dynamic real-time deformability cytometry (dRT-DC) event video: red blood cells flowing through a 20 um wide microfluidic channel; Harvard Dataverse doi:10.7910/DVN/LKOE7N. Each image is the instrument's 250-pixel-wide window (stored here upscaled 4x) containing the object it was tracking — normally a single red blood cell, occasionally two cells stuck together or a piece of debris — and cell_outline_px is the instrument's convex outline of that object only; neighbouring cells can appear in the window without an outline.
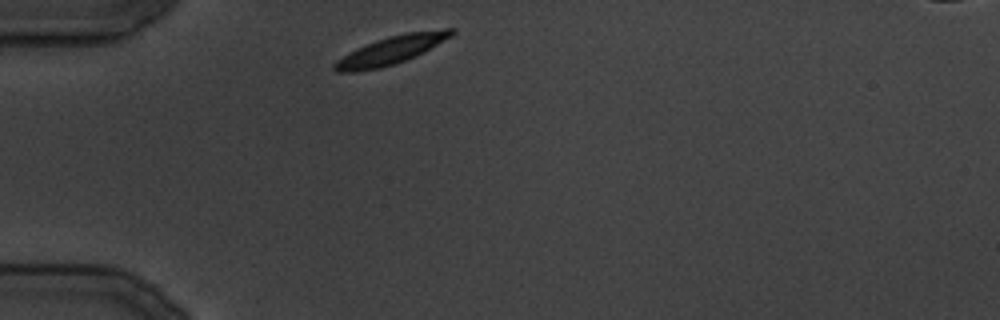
{"species": "common noctule bat (a hibernating species)", "species_latin": "Nyctalus noctula", "temperature_condition": "cold", "stored_images_in_passage": 23, "camera_frame_rate_fps": 3000, "um_per_image_px": 0.085, "animal": {"sex": "male", "body_mass_g": 19.5, "forearm_length_mm": 54.6}, "frame": {"image": 1, "passage_image": 1, "time_ms": 0.0, "image_size_px": [1000, 320], "cell_outline_px": [[456, 32], [452, 36], [404, 60], [380, 68], [356, 72], [336, 72], [332, 68], [332, 64], [336, 60], [376, 40], [388, 36], [408, 32], [444, 28], [456, 28]], "centroid_in_image_um": [33.23, 4.25], "position_along_channel_um": 51.8, "area_um2": 18.61}}
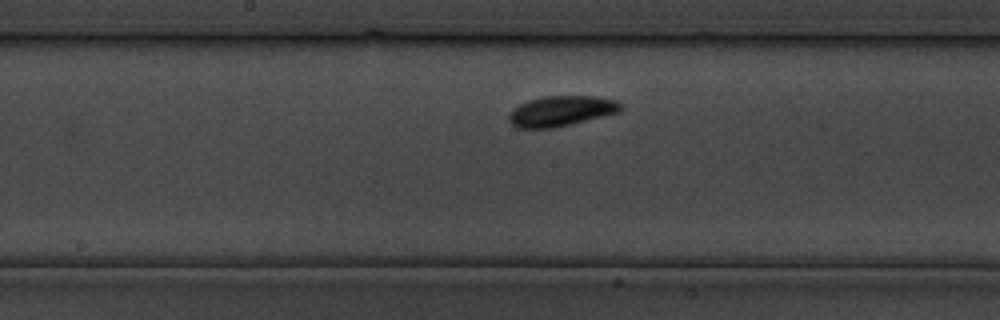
{"frame": {"image": 2, "passage_image": 10, "time_ms": 11.0, "image_size_px": [1000, 320], "cell_outline_px": [[624, 108], [620, 112], [572, 124], [552, 128], [516, 128], [508, 120], [508, 116], [520, 104], [528, 100], [544, 96], [596, 96], [616, 100]], "centroid_in_image_um": [47.73, 9.44], "position_along_channel_um": 200.5, "area_um2": 19.77}}
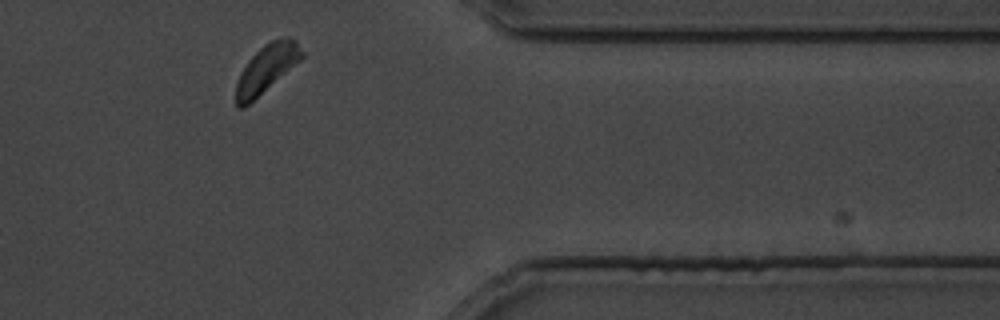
{"frame": {"image": 3, "passage_image": 21, "time_ms": 24.333, "image_size_px": [1000, 320], "cell_outline_px": [[304, 56], [300, 60], [244, 108], [240, 108], [236, 104], [236, 84], [240, 72], [248, 60], [264, 44], [280, 36], [292, 36], [296, 40], [304, 52]], "centroid_in_image_um": [22.67, 5.78], "position_along_channel_um": 388.7, "area_um2": 18.26}}